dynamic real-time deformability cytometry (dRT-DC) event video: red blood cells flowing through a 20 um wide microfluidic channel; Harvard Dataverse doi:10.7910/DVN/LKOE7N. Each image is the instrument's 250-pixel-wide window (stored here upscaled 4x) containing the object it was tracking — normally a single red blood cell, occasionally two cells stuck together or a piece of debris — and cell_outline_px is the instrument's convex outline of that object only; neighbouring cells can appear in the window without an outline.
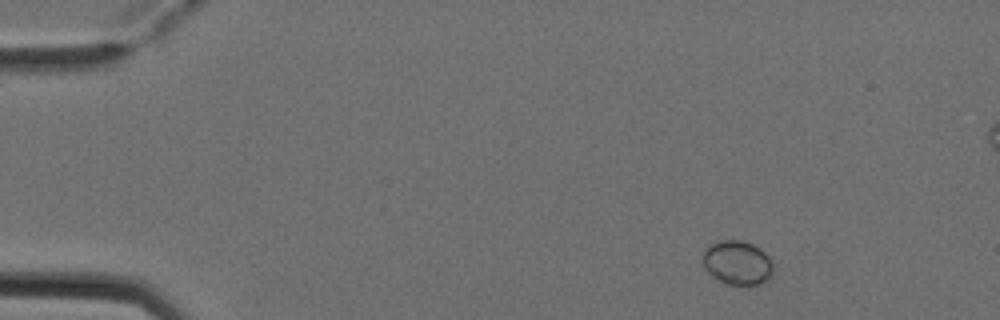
{"species": "Egyptian fruit bat (a non-hibernating species)", "species_latin": "Rousettus aegyptiacus", "temperature_condition": "cold", "stored_images_in_passage": 5, "camera_frame_rate_fps": 3000, "um_per_image_px": 0.085, "animal": {"sex": "female"}, "frame": {"image": 1, "passage_image": 2, "time_ms": 0.333, "image_size_px": [1000, 320], "cell_outline_px": [[772, 276], [768, 280], [760, 284], [748, 288], [736, 288], [724, 284], [716, 280], [704, 268], [704, 248], [708, 244], [720, 240], [740, 240], [752, 244], [760, 248], [768, 256], [772, 264]], "centroid_in_image_um": [62.67, 22.4], "position_along_channel_um": 22.3, "area_um2": 18.9}}